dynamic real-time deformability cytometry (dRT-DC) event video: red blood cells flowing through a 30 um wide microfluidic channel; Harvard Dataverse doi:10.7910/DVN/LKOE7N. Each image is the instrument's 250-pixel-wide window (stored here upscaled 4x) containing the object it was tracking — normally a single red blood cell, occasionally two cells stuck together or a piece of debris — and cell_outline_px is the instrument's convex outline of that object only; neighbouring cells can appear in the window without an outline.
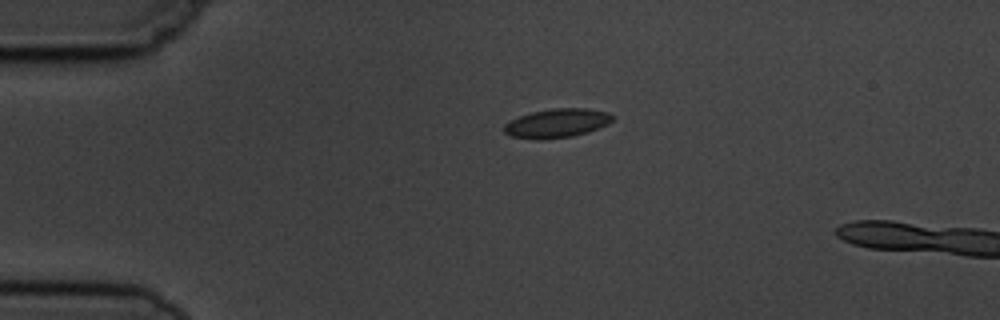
{"species": "common noctule bat (a hibernating species)", "species_latin": "Nyctalus noctula", "temperature_condition": "cold", "stored_images_in_passage": 2, "camera_frame_rate_fps": 3000, "um_per_image_px": 0.085, "animal": {"sex": "male", "body_mass_g": 19.5, "forearm_length_mm": 54.6}, "frame": {"image": 1, "passage_image": 1, "time_ms": 0.0, "image_size_px": [1000, 320], "cell_outline_px": [[612, 120], [608, 124], [588, 132], [572, 136], [540, 140], [512, 136], [504, 132], [504, 124], [520, 116], [532, 112], [552, 108], [588, 108], [608, 112], [612, 116]], "centroid_in_image_um": [47.35, 10.47], "position_along_channel_um": 37.7, "area_um2": 18.15}}